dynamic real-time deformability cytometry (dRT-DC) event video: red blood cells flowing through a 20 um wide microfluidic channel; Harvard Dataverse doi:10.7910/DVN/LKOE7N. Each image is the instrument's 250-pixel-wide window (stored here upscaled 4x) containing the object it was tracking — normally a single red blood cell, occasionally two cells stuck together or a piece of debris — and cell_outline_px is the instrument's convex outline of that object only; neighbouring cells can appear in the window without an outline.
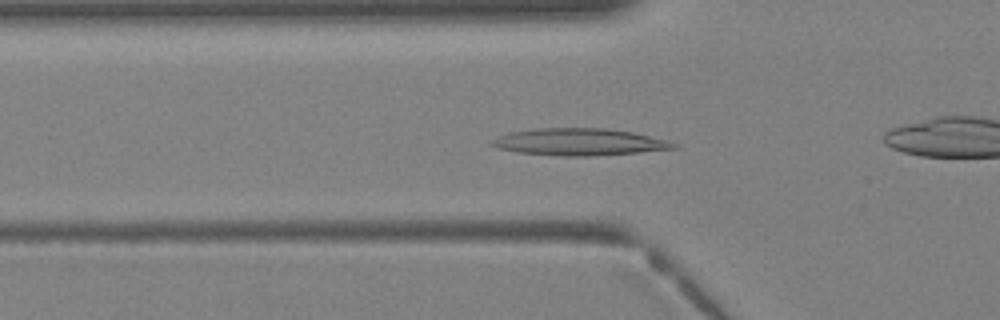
{"species": "Egyptian fruit bat (a non-hibernating species)", "species_latin": "Rousettus aegyptiacus", "temperature_condition": "warm", "stored_images_in_passage": 32, "camera_frame_rate_fps": 3000, "um_per_image_px": 0.085, "animal": {"sex": "female"}, "frame": {"image": 1, "passage_image": 5, "time_ms": 1.333, "image_size_px": [1000, 320], "cell_outline_px": [[664, 148], [628, 152], [528, 152], [508, 148], [528, 132], [568, 128], [576, 128], [624, 132], [644, 136], [652, 140]], "centroid_in_image_um": [49.56, 12.03], "position_along_channel_um": 76.2, "area_um2": 20.4}}
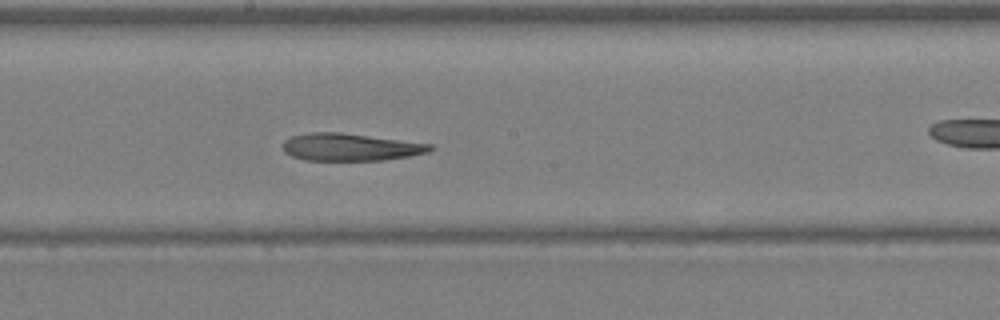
{"frame": {"image": 2, "passage_image": 13, "time_ms": 4.0, "image_size_px": [1000, 320], "cell_outline_px": [[432, 148], [420, 152], [400, 156], [372, 160], [316, 160], [296, 156], [288, 152], [284, 148], [284, 144], [288, 140], [296, 136], [360, 136], [424, 144]], "centroid_in_image_um": [29.74, 12.57], "position_along_channel_um": 218.5, "area_um2": 19.88}}
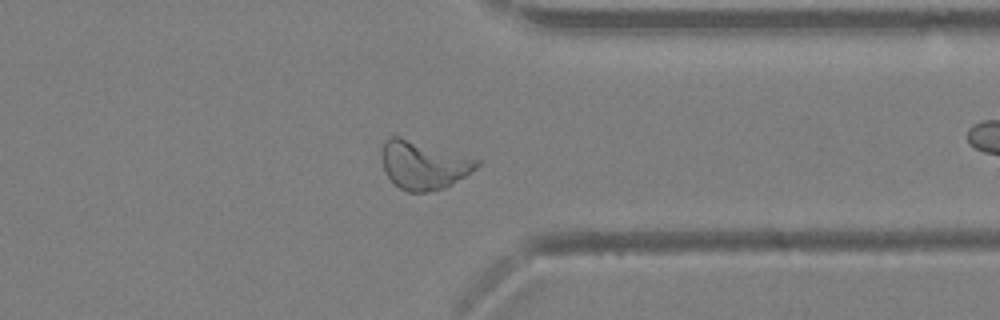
{"frame": {"image": 3, "passage_image": 22, "time_ms": 7.0, "image_size_px": [1000, 320], "cell_outline_px": [[476, 164], [472, 168], [460, 176], [436, 188], [412, 192], [396, 184], [392, 180], [384, 164], [384, 148]], "centroid_in_image_um": [35.87, 14.44], "position_along_channel_um": 375.5, "area_um2": 17.46}}